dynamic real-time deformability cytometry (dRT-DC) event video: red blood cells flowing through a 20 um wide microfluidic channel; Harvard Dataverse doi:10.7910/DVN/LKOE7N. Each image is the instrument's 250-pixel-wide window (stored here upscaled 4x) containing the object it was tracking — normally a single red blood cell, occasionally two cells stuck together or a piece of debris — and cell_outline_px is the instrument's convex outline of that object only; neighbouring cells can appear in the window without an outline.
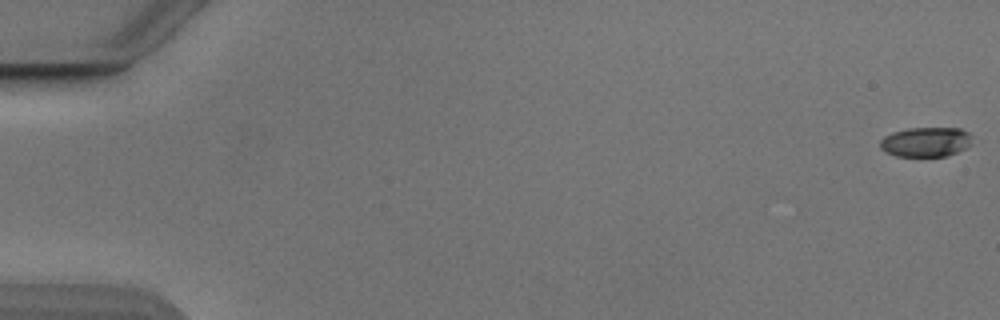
{"species": "Egyptian fruit bat (a non-hibernating species)", "species_latin": "Rousettus aegyptiacus", "temperature_condition": "cold", "stored_images_in_passage": 54, "camera_frame_rate_fps": 3000, "um_per_image_px": 0.085, "animal": {"sex": "male"}, "frame": {"image": 1, "passage_image": 1, "time_ms": 0.0, "image_size_px": [1000, 320], "cell_outline_px": [[972, 136], [968, 144], [964, 148], [956, 152], [944, 156], [896, 156], [884, 152], [880, 148], [880, 140], [884, 136], [892, 132], [908, 128], [960, 128], [968, 132]], "centroid_in_image_um": [78.64, 12.06], "position_along_channel_um": 6.4, "area_um2": 15.84}}
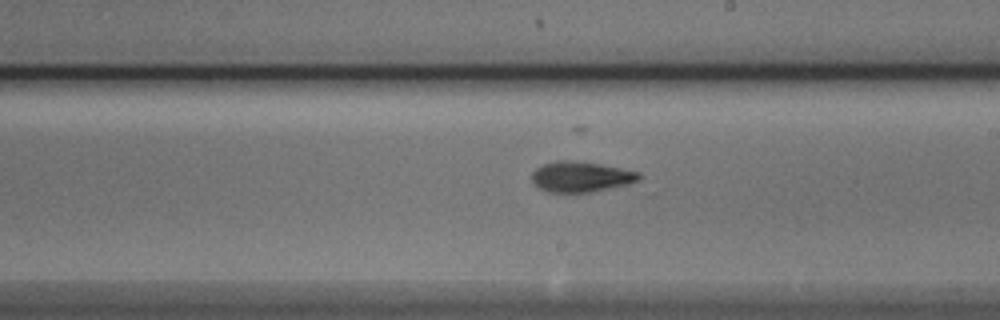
{"frame": {"image": 2, "passage_image": 32, "time_ms": 10.333, "image_size_px": [1000, 320], "cell_outline_px": [[640, 180], [628, 184], [588, 192], [548, 192], [540, 188], [532, 180], [532, 172], [536, 168], [544, 164], [556, 160], [568, 160], [600, 164], [640, 172]], "centroid_in_image_um": [49.37, 15.01], "position_along_channel_um": 239.6, "area_um2": 18.79}}
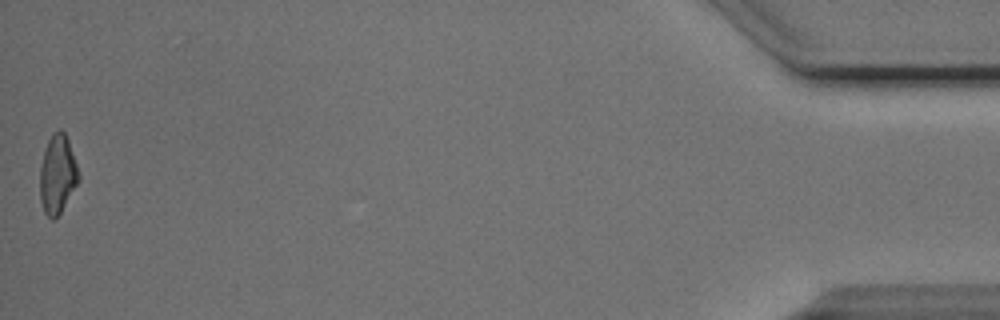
{"frame": {"image": 3, "passage_image": 54, "time_ms": 17.667, "image_size_px": [1000, 320], "cell_outline_px": [[80, 180], [60, 212], [52, 220], [44, 212], [40, 200], [40, 168], [44, 148], [52, 132], [60, 128], [64, 132], [68, 140], [80, 176]], "centroid_in_image_um": [4.87, 14.79], "position_along_channel_um": 430.3, "area_um2": 17.69}, "authors_computed_cell_mechanics": {"area_um2": 17.8602, "velocity_mm_per_s": 3.8823, "shape_relaxation_time_tau1_ms": 3.0573, "shape_relaxation_time_tau2_ms": 2.9392, "deformation_change_tau1": 0.1367, "deformation_change_tau2": 0.0958}}